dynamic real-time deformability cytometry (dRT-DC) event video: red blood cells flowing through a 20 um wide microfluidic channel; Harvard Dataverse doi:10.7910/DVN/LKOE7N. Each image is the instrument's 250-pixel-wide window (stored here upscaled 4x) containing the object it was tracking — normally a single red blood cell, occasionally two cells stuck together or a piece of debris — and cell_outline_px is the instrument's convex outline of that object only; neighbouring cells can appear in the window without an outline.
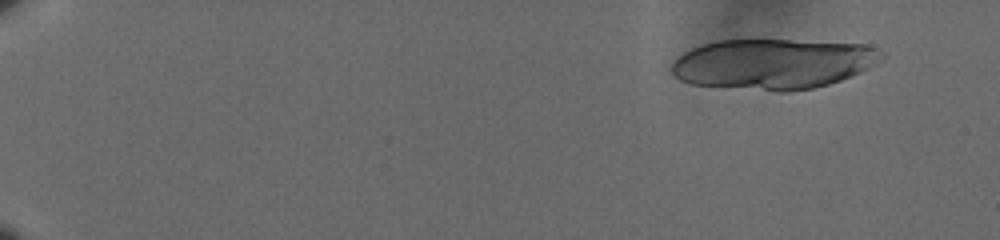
{"species": "human", "species_latin": "Homo sapiens", "temperature_condition": "cold", "stored_images_in_passage": 26, "camera_frame_rate_fps": 3000, "um_per_image_px": 0.085, "donor": {"sex": "male"}, "frame": {"image": 1, "passage_image": 6, "time_ms": 1.667, "image_size_px": [1000, 240], "cell_outline_px": [[884, 56], [880, 60], [868, 68], [852, 76], [828, 84], [812, 88], [792, 92], [776, 92], [692, 84], [680, 80], [672, 72], [672, 64], [684, 52], [692, 48], [704, 44], [720, 40], [792, 40], [864, 44], [876, 48], [884, 52]], "centroid_in_image_um": [65.74, 5.44], "position_along_channel_um": 19.3, "area_um2": 61.61}}